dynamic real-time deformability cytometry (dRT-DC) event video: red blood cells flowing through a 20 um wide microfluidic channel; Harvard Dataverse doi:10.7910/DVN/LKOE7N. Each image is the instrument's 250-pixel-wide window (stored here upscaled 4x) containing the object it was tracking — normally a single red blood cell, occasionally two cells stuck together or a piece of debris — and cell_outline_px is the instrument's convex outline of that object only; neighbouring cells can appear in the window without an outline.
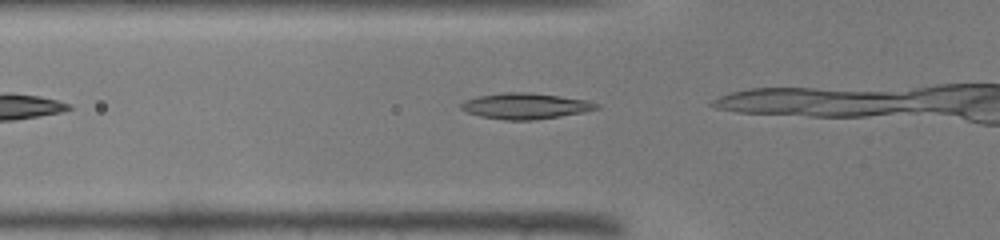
{"species": "common noctule bat (a hibernating species)", "species_latin": "Nyctalus noctula", "temperature_condition": "warm", "stored_images_in_passage": 4, "camera_frame_rate_fps": 3000, "um_per_image_px": 0.085, "animal": {"sex": "male", "body_mass_g": 19.0, "forearm_length_mm": 50.8}, "frame": {"image": 1, "passage_image": 2, "time_ms": 0.333, "image_size_px": [1000, 240], "cell_outline_px": [[600, 108], [584, 112], [560, 116], [532, 120], [504, 120], [480, 116], [468, 112], [460, 108], [460, 104], [464, 100], [476, 96], [504, 92], [528, 92], [560, 96], [588, 100], [600, 104]], "centroid_in_image_um": [44.66, 9.0], "position_along_channel_um": 81.1, "area_um2": 20.52}}